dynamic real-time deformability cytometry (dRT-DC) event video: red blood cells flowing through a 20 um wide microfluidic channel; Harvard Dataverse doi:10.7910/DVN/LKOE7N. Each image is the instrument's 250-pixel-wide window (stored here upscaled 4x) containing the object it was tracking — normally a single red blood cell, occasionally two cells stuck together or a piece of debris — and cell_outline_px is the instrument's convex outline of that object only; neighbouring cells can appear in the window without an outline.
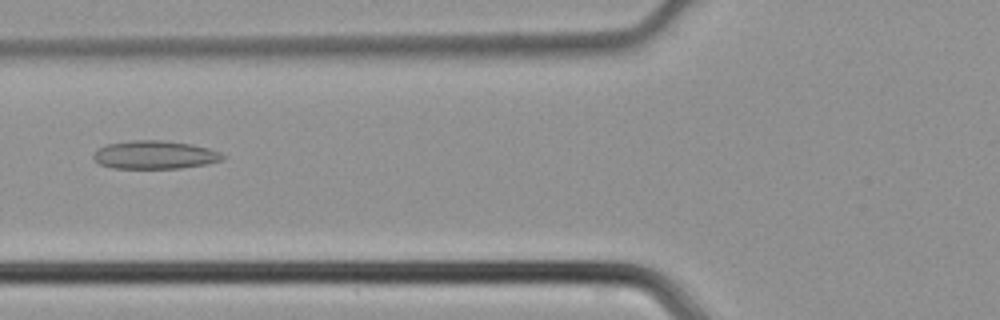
{"species": "common noctule bat (a hibernating species)", "species_latin": "Nyctalus noctula", "temperature_condition": "cold", "stored_images_in_passage": 26, "camera_frame_rate_fps": 3000, "um_per_image_px": 0.085, "animal": {"sex": "male", "body_mass_g": 21.5, "forearm_length_mm": 52.0}, "frame": {"image": 1, "passage_image": 4, "time_ms": 1.0, "image_size_px": [1000, 320], "cell_outline_px": [[228, 156], [224, 160], [208, 164], [180, 168], [112, 168], [100, 164], [92, 156], [100, 148], [108, 144], [132, 140], [160, 140], [192, 144], [208, 148], [220, 152]], "centroid_in_image_um": [13.23, 13.16], "position_along_channel_um": 112.6, "area_um2": 21.27}}
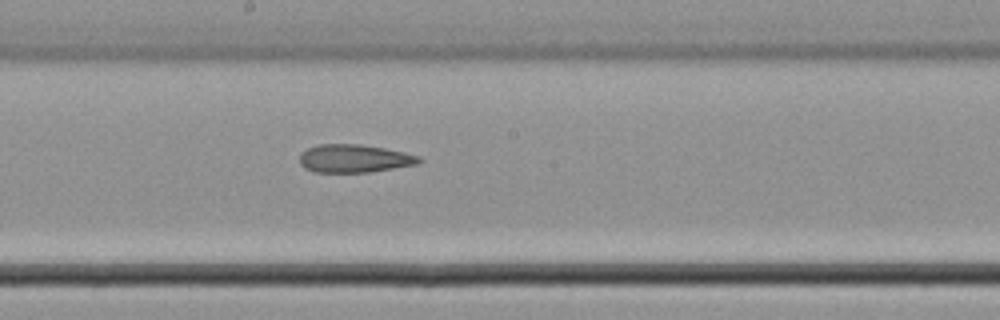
{"frame": {"image": 2, "passage_image": 11, "time_ms": 3.333, "image_size_px": [1000, 320], "cell_outline_px": [[424, 160], [416, 164], [372, 172], [312, 172], [304, 168], [300, 164], [300, 152], [308, 148], [320, 144], [360, 144], [384, 148], [404, 152], [420, 156]], "centroid_in_image_um": [30.1, 13.47], "position_along_channel_um": 218.1, "area_um2": 19.65}}
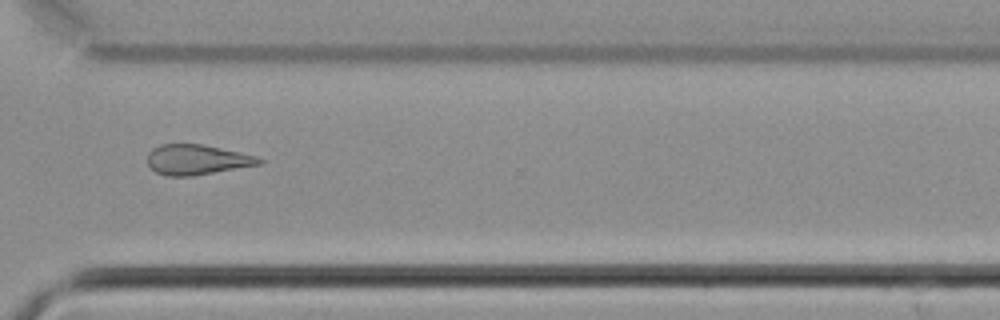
{"frame": {"image": 3, "passage_image": 20, "time_ms": 6.333, "image_size_px": [1000, 320], "cell_outline_px": [[264, 160], [260, 164], [192, 176], [168, 176], [156, 172], [148, 164], [148, 152], [152, 148], [160, 144], [200, 144], [220, 148], [256, 156]], "centroid_in_image_um": [16.7, 13.57], "position_along_channel_um": 353.9, "area_um2": 19.36}}